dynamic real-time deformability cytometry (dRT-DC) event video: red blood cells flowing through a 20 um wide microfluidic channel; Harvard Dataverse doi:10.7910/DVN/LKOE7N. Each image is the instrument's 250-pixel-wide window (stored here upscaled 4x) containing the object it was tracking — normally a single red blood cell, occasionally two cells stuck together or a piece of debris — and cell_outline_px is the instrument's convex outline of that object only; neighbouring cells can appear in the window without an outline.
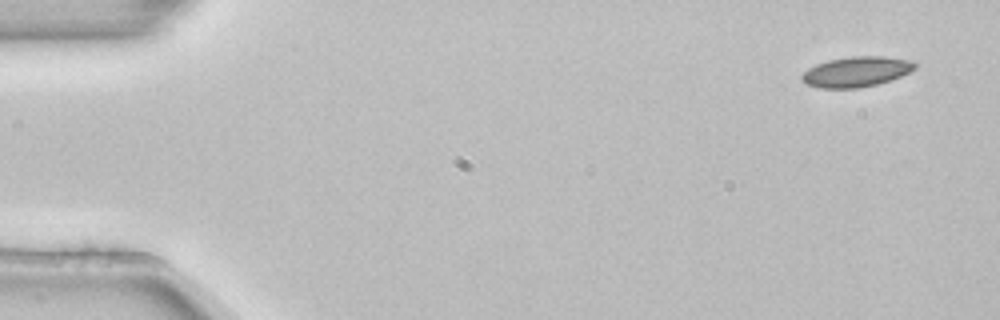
{"species": "common noctule bat (a hibernating species)", "species_latin": "Nyctalus noctula", "temperature_condition": "room temperature", "stored_images_in_passage": 4, "camera_frame_rate_fps": 3000, "um_per_image_px": 0.085, "animal": {"sex": "female", "body_mass_g": 22.7, "forearm_length_mm": 54.2}, "frame": {"image": 1, "passage_image": 1, "time_ms": 0.0, "image_size_px": [1000, 320], "cell_outline_px": [[916, 68], [892, 80], [860, 88], [820, 88], [804, 84], [800, 76], [808, 68], [816, 64], [828, 60], [852, 56], [884, 56], [916, 60]], "centroid_in_image_um": [72.8, 6.09], "position_along_channel_um": 12.2, "area_um2": 20.17}}
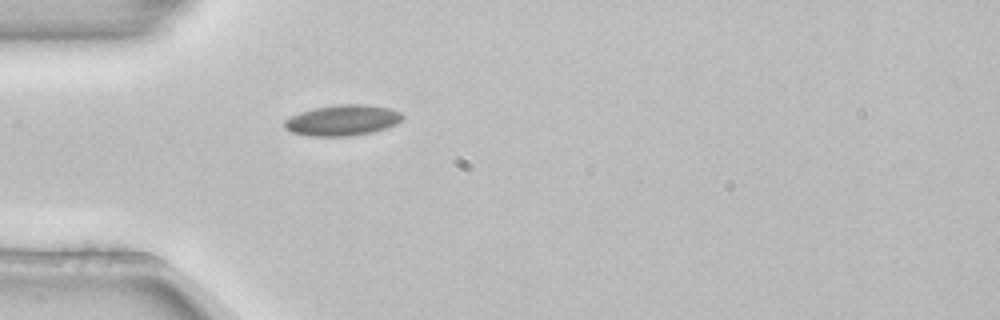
{"frame": {"image": 2, "passage_image": 4, "time_ms": 1.0, "image_size_px": [1000, 320], "cell_outline_px": [[404, 120], [396, 124], [372, 132], [348, 136], [308, 136], [292, 132], [284, 128], [284, 120], [300, 112], [312, 108], [340, 104], [364, 104], [388, 108], [400, 112], [404, 116]], "centroid_in_image_um": [29.11, 10.22], "position_along_channel_um": 55.9, "area_um2": 21.15}}